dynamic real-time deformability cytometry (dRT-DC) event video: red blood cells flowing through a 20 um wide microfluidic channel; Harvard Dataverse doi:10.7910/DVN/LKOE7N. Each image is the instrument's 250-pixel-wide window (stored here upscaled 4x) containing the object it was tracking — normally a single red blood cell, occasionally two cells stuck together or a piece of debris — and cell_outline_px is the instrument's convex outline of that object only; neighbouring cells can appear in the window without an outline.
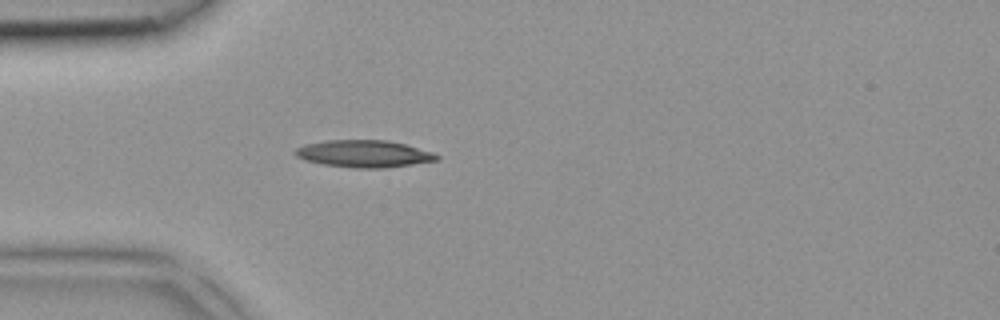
{"species": "common noctule bat (a hibernating species)", "species_latin": "Nyctalus noctula", "temperature_condition": "room temperature", "stored_images_in_passage": 31, "camera_frame_rate_fps": 3000, "um_per_image_px": 0.085, "animal": {"sex": "female", "body_mass_g": 18.4}, "frame": {"image": 1, "passage_image": 1, "time_ms": 0.0, "image_size_px": [1000, 320], "cell_outline_px": [[440, 160], [384, 168], [352, 168], [324, 164], [304, 160], [296, 156], [292, 152], [296, 148], [304, 144], [324, 140], [388, 140], [404, 144], [432, 152], [440, 156]], "centroid_in_image_um": [30.9, 13.06], "position_along_channel_um": 54.1, "area_um2": 22.48}}
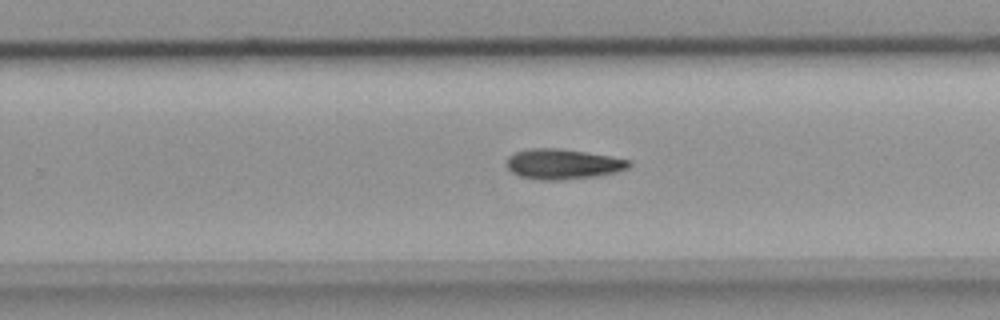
{"frame": {"image": 2, "passage_image": 16, "time_ms": 5.0, "image_size_px": [1000, 320], "cell_outline_px": [[632, 164], [628, 168], [616, 172], [596, 176], [560, 180], [548, 180], [520, 176], [512, 172], [508, 168], [508, 156], [512, 152], [528, 148], [560, 148], [612, 156], [632, 160]], "centroid_in_image_um": [47.87, 13.92], "position_along_channel_um": 281.9, "area_um2": 21.62}}
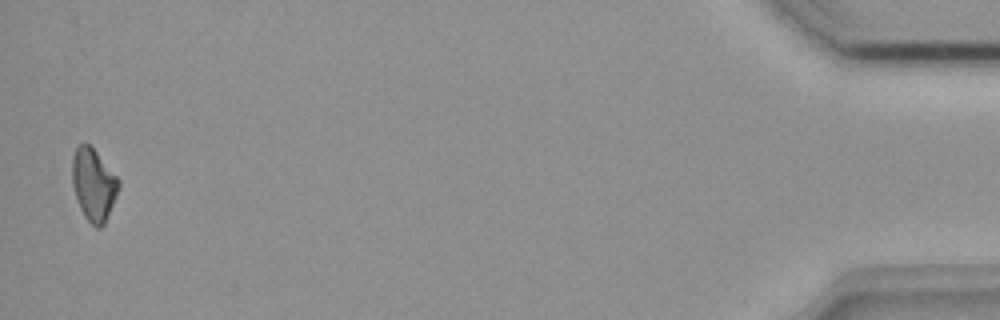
{"frame": {"image": 3, "passage_image": 31, "time_ms": 10.0, "image_size_px": [1000, 320], "cell_outline_px": [[120, 184], [116, 196], [104, 224], [100, 228], [96, 228], [84, 216], [80, 208], [72, 184], [72, 156], [76, 148], [80, 144], [88, 144], [96, 152], [120, 180]], "centroid_in_image_um": [7.94, 15.7], "position_along_channel_um": 427.3, "area_um2": 19.25}}